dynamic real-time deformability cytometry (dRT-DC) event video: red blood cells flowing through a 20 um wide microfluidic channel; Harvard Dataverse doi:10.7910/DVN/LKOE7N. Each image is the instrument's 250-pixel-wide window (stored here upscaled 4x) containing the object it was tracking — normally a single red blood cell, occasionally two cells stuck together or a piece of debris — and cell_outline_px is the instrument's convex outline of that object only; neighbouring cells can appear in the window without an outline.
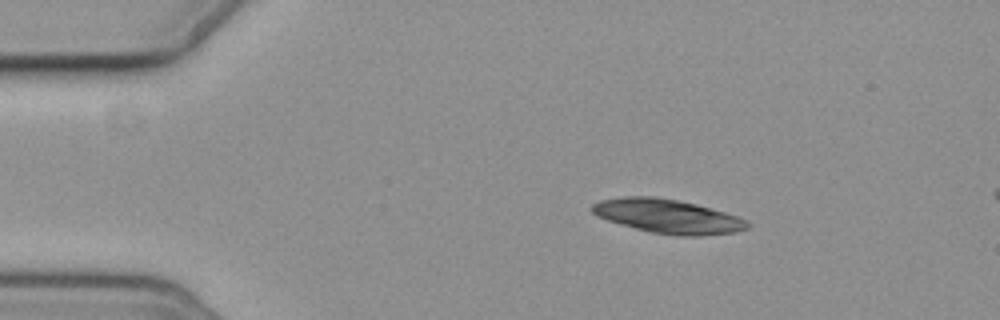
{"species": "common noctule bat (a hibernating species)", "species_latin": "Nyctalus noctula", "temperature_condition": "cold", "stored_images_in_passage": 5, "camera_frame_rate_fps": 3000, "um_per_image_px": 0.085, "animal": {"sex": "female", "body_mass_g": 19.3, "forearm_length_mm": 54.1}, "frame": {"image": 1, "passage_image": 2, "time_ms": 1.333, "image_size_px": [1000, 320], "cell_outline_px": [[752, 224], [748, 228], [736, 232], [700, 236], [680, 236], [652, 232], [620, 224], [596, 216], [592, 212], [592, 204], [600, 200], [624, 196], [656, 196], [696, 204], [712, 208], [736, 216]], "centroid_in_image_um": [56.76, 18.38], "position_along_channel_um": 28.2, "area_um2": 30.69}}